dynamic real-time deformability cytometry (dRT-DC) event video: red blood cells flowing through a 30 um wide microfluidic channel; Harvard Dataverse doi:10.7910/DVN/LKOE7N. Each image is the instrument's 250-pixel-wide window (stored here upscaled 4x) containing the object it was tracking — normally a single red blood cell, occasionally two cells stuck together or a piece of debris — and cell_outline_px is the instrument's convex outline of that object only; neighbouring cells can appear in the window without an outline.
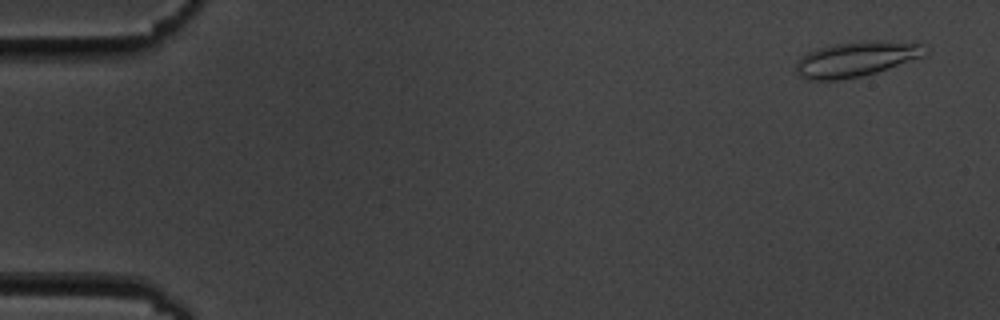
{"species": "common noctule bat (a hibernating species)", "species_latin": "Nyctalus noctula", "temperature_condition": "cold", "stored_images_in_passage": 56, "camera_frame_rate_fps": 3000, "um_per_image_px": 0.085, "animal": {"sex": "male", "body_mass_g": 19.5, "forearm_length_mm": 54.6}, "frame": {"image": 1, "passage_image": 3, "time_ms": 0.667, "image_size_px": [1000, 320], "cell_outline_px": [[928, 52], [924, 56], [876, 72], [860, 76], [836, 80], [808, 80], [800, 76], [796, 72], [796, 64], [800, 56], [808, 52], [820, 48], [836, 44], [860, 40], [916, 40], [928, 44]], "centroid_in_image_um": [72.9, 4.97], "position_along_channel_um": 12.1, "area_um2": 27.05}}
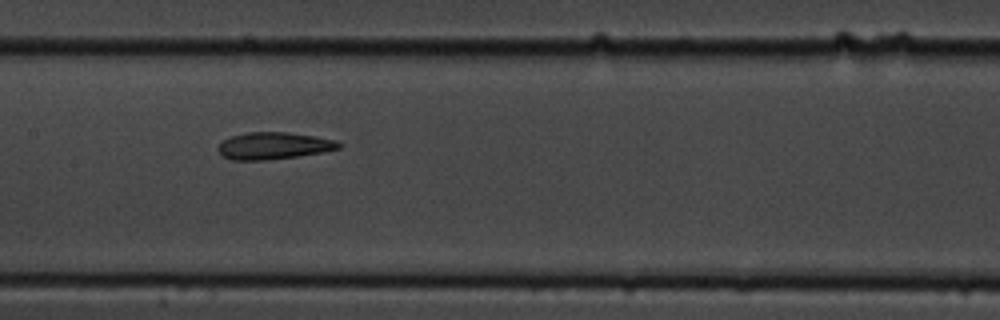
{"frame": {"image": 2, "passage_image": 28, "time_ms": 9.0, "image_size_px": [1000, 320], "cell_outline_px": [[344, 144], [340, 148], [324, 152], [268, 160], [232, 160], [224, 156], [216, 148], [224, 140], [232, 136], [248, 132], [288, 132], [316, 136], [336, 140]], "centroid_in_image_um": [23.31, 12.39], "position_along_channel_um": 184.1, "area_um2": 19.02}}
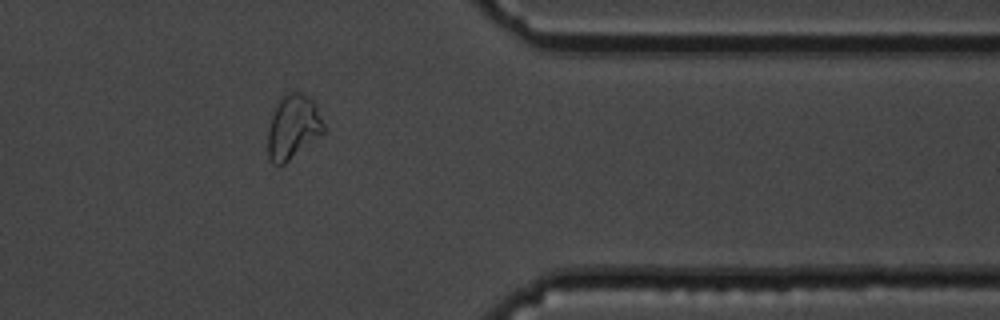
{"frame": {"image": 3, "passage_image": 46, "time_ms": 15.0, "image_size_px": [1000, 320], "cell_outline_px": [[324, 132], [284, 164], [272, 164], [268, 156], [268, 128], [272, 116], [280, 96], [288, 92], [300, 92], [308, 96], [316, 104], [324, 124]], "centroid_in_image_um": [24.9, 10.77], "position_along_channel_um": 386.5, "area_um2": 20.75}, "authors_computed_cell_mechanics": {"area_um2": 20.4034, "velocity_mm_per_s": 3.5946, "shape_relaxation_time_tau1_ms": 5.3029, "shape_relaxation_time_tau2_ms": 2.204, "deformation_change_tau1": 0.1309, "deformation_change_tau2": 0.0781}}